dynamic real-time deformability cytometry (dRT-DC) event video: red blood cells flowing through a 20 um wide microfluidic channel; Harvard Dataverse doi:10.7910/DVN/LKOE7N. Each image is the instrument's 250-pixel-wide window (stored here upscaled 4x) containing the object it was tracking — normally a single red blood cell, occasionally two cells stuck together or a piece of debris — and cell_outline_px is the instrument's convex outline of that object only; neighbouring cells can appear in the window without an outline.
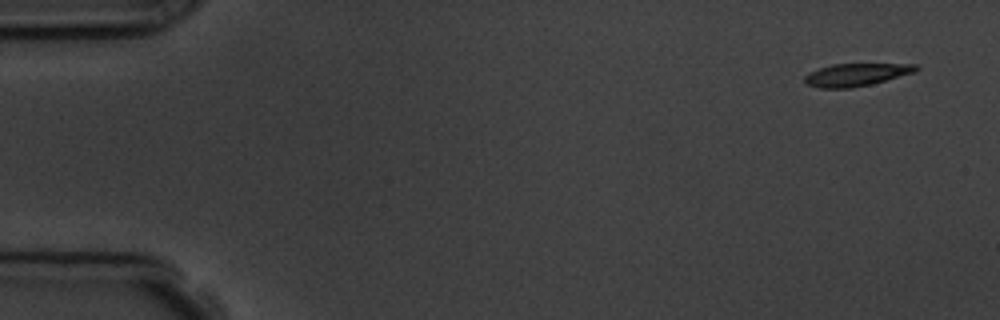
{"species": "common noctule bat (a hibernating species)", "species_latin": "Nyctalus noctula", "temperature_condition": "room temperature", "stored_images_in_passage": 6, "camera_frame_rate_fps": 3000, "um_per_image_px": 0.085, "animal": {"sex": "male", "body_mass_g": 19.5, "forearm_length_mm": 54.6}, "frame": {"image": 1, "passage_image": 1, "time_ms": 0.0, "image_size_px": [1000, 320], "cell_outline_px": [[920, 68], [916, 72], [872, 84], [852, 88], [820, 88], [804, 84], [804, 76], [820, 68], [832, 64], [916, 64]], "centroid_in_image_um": [72.79, 6.36], "position_along_channel_um": 12.2, "area_um2": 14.74}}